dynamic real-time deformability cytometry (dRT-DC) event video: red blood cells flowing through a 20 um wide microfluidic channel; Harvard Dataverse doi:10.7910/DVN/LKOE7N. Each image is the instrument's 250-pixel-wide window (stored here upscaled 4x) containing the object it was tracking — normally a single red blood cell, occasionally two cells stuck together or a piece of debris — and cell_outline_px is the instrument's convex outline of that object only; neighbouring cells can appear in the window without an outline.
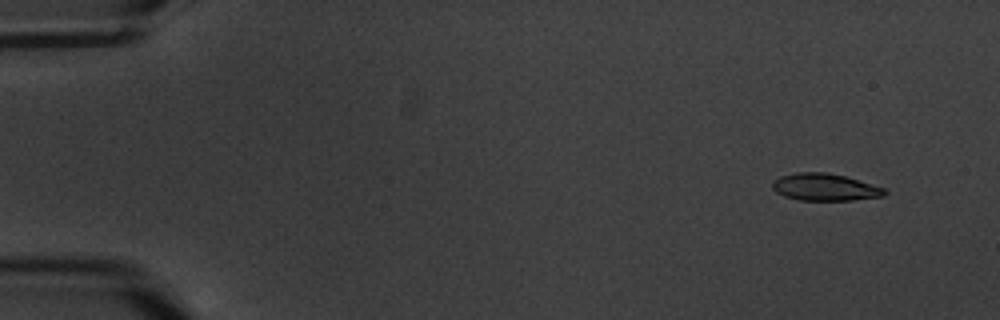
{"species": "common noctule bat (a hibernating species)", "species_latin": "Nyctalus noctula", "temperature_condition": "warm", "stored_images_in_passage": 5, "camera_frame_rate_fps": 3000, "um_per_image_px": 0.085, "animal": {"sex": "male", "body_mass_g": 20.1, "forearm_length_mm": 53.5}, "frame": {"image": 1, "passage_image": 1, "time_ms": 0.0, "image_size_px": [1000, 320], "cell_outline_px": [[888, 192], [884, 196], [852, 200], [800, 200], [784, 196], [776, 192], [772, 188], [772, 180], [780, 176], [796, 172], [828, 172], [844, 176], [884, 188]], "centroid_in_image_um": [70.08, 15.9], "position_along_channel_um": 14.9, "area_um2": 17.74}}
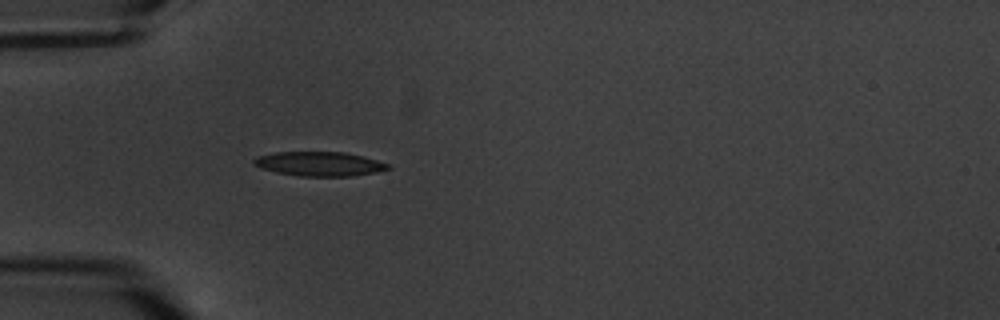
{"frame": {"image": 2, "passage_image": 5, "time_ms": 4.667, "image_size_px": [1000, 320], "cell_outline_px": [[392, 168], [352, 176], [300, 176], [276, 172], [260, 168], [252, 164], [252, 160], [256, 156], [276, 152], [344, 152], [376, 160], [388, 164]], "centroid_in_image_um": [27.07, 13.92], "position_along_channel_um": 57.9, "area_um2": 18.84}}